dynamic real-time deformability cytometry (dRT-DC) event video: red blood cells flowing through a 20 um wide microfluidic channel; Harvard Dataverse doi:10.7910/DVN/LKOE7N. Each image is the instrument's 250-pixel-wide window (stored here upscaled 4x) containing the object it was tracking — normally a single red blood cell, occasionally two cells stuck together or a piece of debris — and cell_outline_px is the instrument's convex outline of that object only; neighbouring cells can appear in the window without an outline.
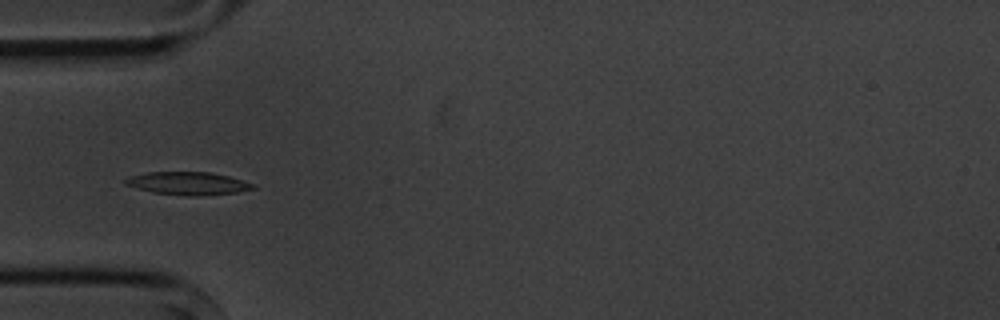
{"species": "common noctule bat (a hibernating species)", "species_latin": "Nyctalus noctula", "temperature_condition": "cold", "stored_images_in_passage": 12, "camera_frame_rate_fps": 3000, "um_per_image_px": 0.085, "animal": {"sex": "male", "body_mass_g": 20.1, "forearm_length_mm": 53.5}, "frame": {"image": 1, "passage_image": 4, "time_ms": 4.333, "image_size_px": [1000, 320], "cell_outline_px": [[256, 188], [236, 192], [196, 196], [188, 196], [152, 192], [136, 188], [124, 184], [124, 180], [132, 176], [148, 172], [208, 172], [228, 176], [256, 184]], "centroid_in_image_um": [15.98, 15.59], "position_along_channel_um": 69.0, "area_um2": 16.88}}
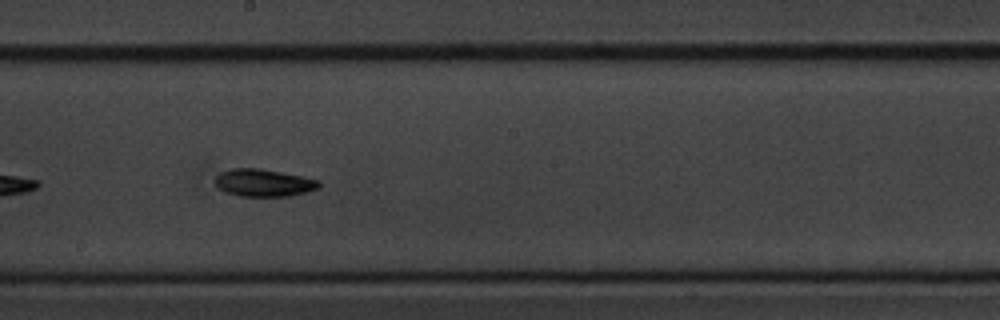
{"frame": {"image": 2, "passage_image": 8, "time_ms": 8.667, "image_size_px": [1000, 320], "cell_outline_px": [[320, 188], [308, 192], [292, 196], [240, 196], [224, 192], [216, 188], [212, 180], [220, 172], [232, 168], [260, 168], [304, 176], [320, 180]], "centroid_in_image_um": [22.39, 15.54], "position_along_channel_um": 225.8, "area_um2": 17.11}}
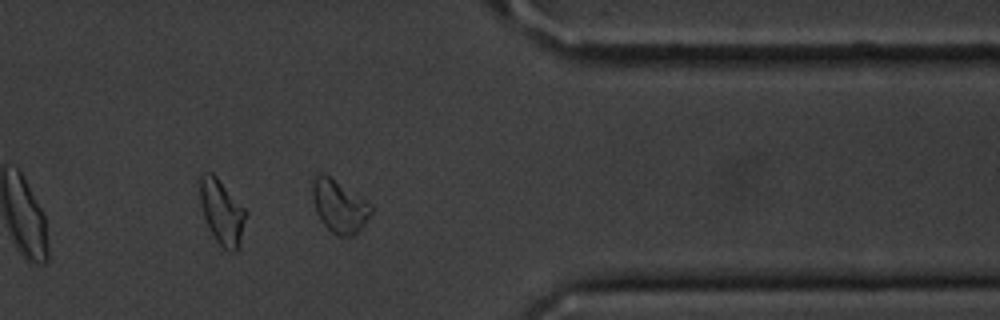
{"frame": {"image": 3, "passage_image": 12, "time_ms": 13.333, "image_size_px": [1000, 320], "cell_outline_px": [[372, 212], [364, 224], [352, 236], [336, 236], [320, 220], [316, 212], [312, 200], [312, 180], [320, 172], [328, 176], [372, 204]], "centroid_in_image_um": [28.81, 17.54], "position_along_channel_um": 382.6, "area_um2": 17.74}, "authors_computed_cell_mechanics": {"area_um2": 16.8776, "velocity_mm_per_s": 3.6125, "shape_relaxation_time_tau1_ms": 1.9006, "shape_relaxation_time_tau2_ms": null, "deformation_change_tau1": 0.0767, "deformation_change_tau2": null}}